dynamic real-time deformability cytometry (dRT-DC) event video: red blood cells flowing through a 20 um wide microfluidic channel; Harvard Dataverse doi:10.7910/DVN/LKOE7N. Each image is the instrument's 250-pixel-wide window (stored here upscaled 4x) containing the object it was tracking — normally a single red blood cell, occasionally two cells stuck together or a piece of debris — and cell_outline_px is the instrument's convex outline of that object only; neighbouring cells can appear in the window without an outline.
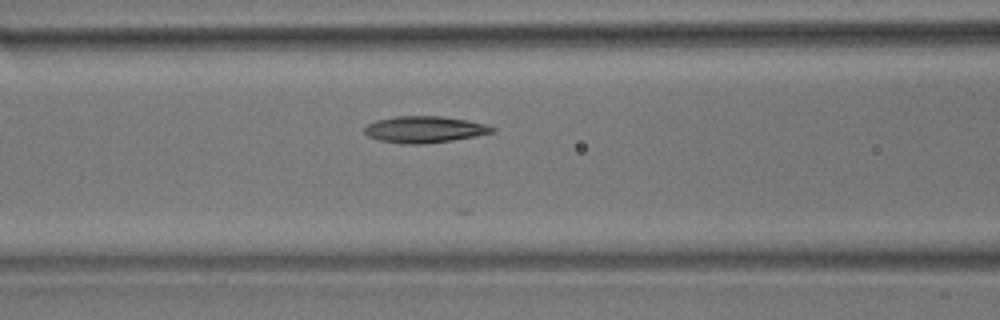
{"species": "common noctule bat (a hibernating species)", "species_latin": "Nyctalus noctula", "temperature_condition": "room temperature", "stored_images_in_passage": 27, "camera_frame_rate_fps": 3000, "um_per_image_px": 0.085, "animal": {"sex": "male", "body_mass_g": 17.9}, "frame": {"image": 1, "passage_image": 21, "time_ms": 6.667, "image_size_px": [1000, 320], "cell_outline_px": [[496, 132], [476, 136], [452, 140], [424, 144], [404, 144], [380, 140], [368, 136], [364, 132], [364, 128], [368, 124], [376, 120], [396, 116], [440, 116], [468, 120], [484, 124], [496, 128]], "centroid_in_image_um": [36.1, 11.0], "position_along_channel_um": 130.5, "area_um2": 19.77}}
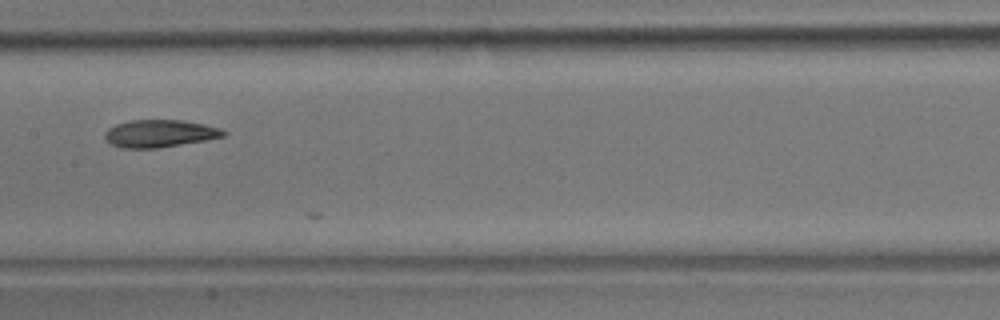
{"frame": {"image": 2, "passage_image": 26, "time_ms": 8.333, "image_size_px": [1000, 320], "cell_outline_px": [[228, 132], [224, 136], [208, 140], [156, 148], [124, 148], [112, 144], [104, 136], [104, 132], [108, 128], [116, 124], [128, 120], [184, 120], [204, 124], [220, 128]], "centroid_in_image_um": [13.6, 11.34], "position_along_channel_um": 193.8, "area_um2": 19.02}}